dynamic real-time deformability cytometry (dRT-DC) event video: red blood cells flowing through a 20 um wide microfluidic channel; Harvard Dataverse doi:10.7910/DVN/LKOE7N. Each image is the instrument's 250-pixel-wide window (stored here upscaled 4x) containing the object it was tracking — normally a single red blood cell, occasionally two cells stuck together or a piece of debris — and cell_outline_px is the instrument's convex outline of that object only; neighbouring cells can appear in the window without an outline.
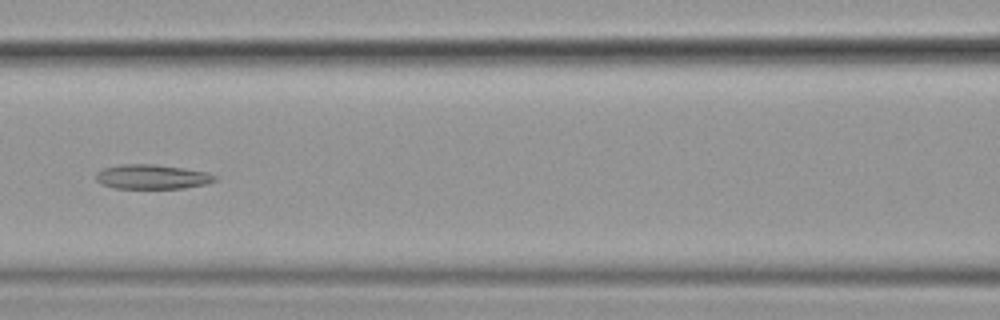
{"species": "common noctule bat (a hibernating species)", "species_latin": "Nyctalus noctula", "temperature_condition": "cold", "stored_images_in_passage": 11, "camera_frame_rate_fps": 3000, "um_per_image_px": 0.085, "animal": {"sex": "female", "body_mass_g": 19.9}, "frame": {"image": 1, "passage_image": 7, "time_ms": 2.0, "image_size_px": [1000, 320], "cell_outline_px": [[216, 180], [208, 184], [184, 188], [116, 188], [100, 184], [96, 180], [96, 172], [104, 168], [120, 164], [156, 164], [184, 168], [208, 172], [216, 176]], "centroid_in_image_um": [12.93, 15.02], "position_along_channel_um": 153.7, "area_um2": 17.11}}
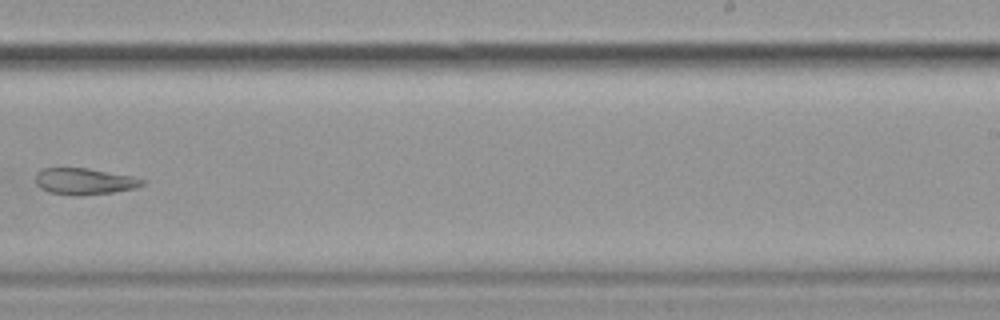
{"frame": {"image": 2, "passage_image": 10, "time_ms": 3.0, "image_size_px": [1000, 320], "cell_outline_px": [[144, 184], [136, 188], [112, 192], [80, 196], [76, 196], [48, 192], [40, 188], [36, 184], [36, 172], [40, 168], [88, 168], [132, 176], [144, 180]], "centroid_in_image_um": [7.13, 15.41], "position_along_channel_um": 281.9, "area_um2": 16.53}}
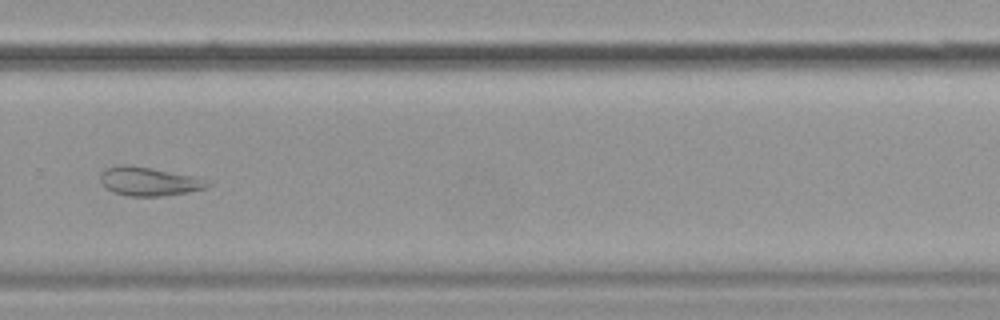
{"frame": {"image": 3, "passage_image": 11, "time_ms": 3.333, "image_size_px": [1000, 320], "cell_outline_px": [[212, 184], [208, 188], [188, 192], [160, 196], [128, 196], [112, 192], [100, 180], [100, 176], [108, 168], [120, 164], [124, 164], [152, 168], [212, 180]], "centroid_in_image_um": [12.74, 15.43], "position_along_channel_um": 317.1, "area_um2": 17.86}}